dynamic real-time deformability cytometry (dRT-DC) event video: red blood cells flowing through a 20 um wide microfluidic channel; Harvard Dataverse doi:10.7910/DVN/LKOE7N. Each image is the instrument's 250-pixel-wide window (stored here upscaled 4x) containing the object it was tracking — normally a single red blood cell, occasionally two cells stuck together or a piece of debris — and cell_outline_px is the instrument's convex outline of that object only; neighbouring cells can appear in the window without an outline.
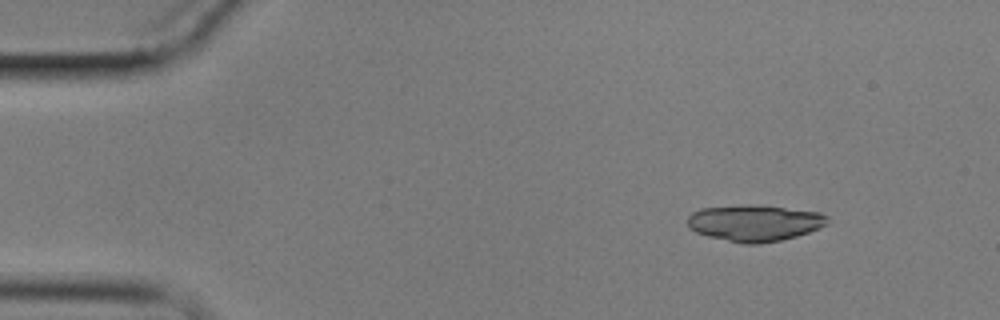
{"species": "common noctule bat (a hibernating species)", "species_latin": "Nyctalus noctula", "temperature_condition": "cold", "stored_images_in_passage": 4, "camera_frame_rate_fps": 3000, "um_per_image_px": 0.085, "animal": {"sex": "male", "body_mass_g": 17.9}, "frame": {"image": 1, "passage_image": 1, "time_ms": 0.0, "image_size_px": [1000, 320], "cell_outline_px": [[828, 224], [820, 228], [796, 236], [780, 240], [760, 244], [744, 244], [708, 236], [696, 232], [688, 228], [688, 216], [692, 212], [700, 208], [784, 208], [820, 212], [828, 216]], "centroid_in_image_um": [64.16, 19.01], "position_along_channel_um": 20.8, "area_um2": 28.44}}